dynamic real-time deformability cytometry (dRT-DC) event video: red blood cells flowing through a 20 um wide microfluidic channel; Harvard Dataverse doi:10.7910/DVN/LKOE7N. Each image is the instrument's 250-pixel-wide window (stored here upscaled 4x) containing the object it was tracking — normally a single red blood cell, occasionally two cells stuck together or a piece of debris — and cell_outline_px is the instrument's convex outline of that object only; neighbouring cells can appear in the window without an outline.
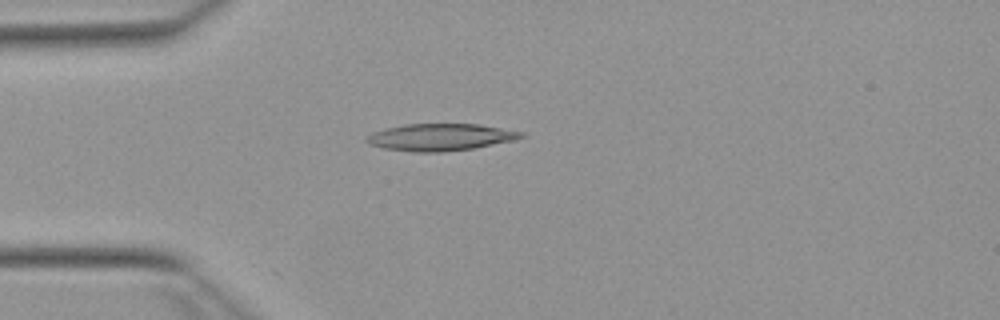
{"species": "Egyptian fruit bat (a non-hibernating species)", "species_latin": "Rousettus aegyptiacus", "temperature_condition": "warm", "stored_images_in_passage": 33, "camera_frame_rate_fps": 3000, "um_per_image_px": 0.085, "animal": {"sex": "female"}, "frame": {"image": 1, "passage_image": 1, "time_ms": 0.0, "image_size_px": [1000, 320], "cell_outline_px": [[528, 136], [516, 140], [472, 148], [444, 152], [412, 152], [384, 148], [368, 144], [364, 140], [372, 132], [384, 128], [404, 124], [480, 124], [524, 132]], "centroid_in_image_um": [37.44, 11.65], "position_along_channel_um": 47.6, "area_um2": 24.57}}
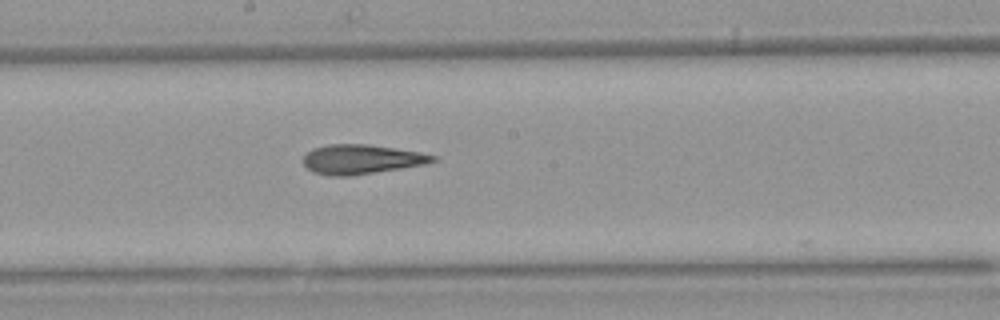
{"frame": {"image": 2, "passage_image": 15, "time_ms": 4.667, "image_size_px": [1000, 320], "cell_outline_px": [[436, 160], [424, 164], [400, 168], [348, 176], [328, 176], [312, 172], [304, 164], [304, 156], [312, 148], [328, 144], [368, 144], [420, 152], [436, 156]], "centroid_in_image_um": [30.67, 13.53], "position_along_channel_um": 217.5, "area_um2": 22.02}}
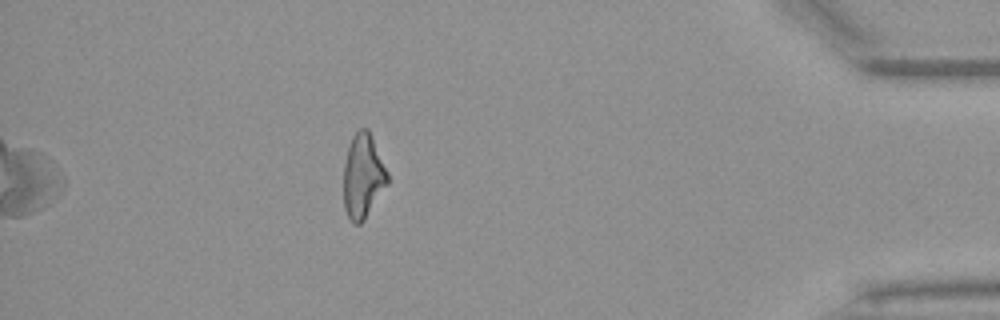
{"frame": {"image": 3, "passage_image": 33, "time_ms": 10.667, "image_size_px": [1000, 320], "cell_outline_px": [[388, 184], [364, 220], [360, 224], [352, 224], [344, 208], [344, 164], [348, 148], [352, 136], [360, 128], [368, 128], [372, 136], [388, 172]], "centroid_in_image_um": [30.86, 14.98], "position_along_channel_um": 404.3, "area_um2": 21.62}, "authors_computed_cell_mechanics": {"area_um2": 22.3108, "velocity_mm_per_s": 3.9344, "shape_relaxation_time_tau1_ms": 10.5463, "shape_relaxation_time_tau2_ms": 4.3717, "deformation_change_tau1": 0.2653, "deformation_change_tau2": 0.1759}}